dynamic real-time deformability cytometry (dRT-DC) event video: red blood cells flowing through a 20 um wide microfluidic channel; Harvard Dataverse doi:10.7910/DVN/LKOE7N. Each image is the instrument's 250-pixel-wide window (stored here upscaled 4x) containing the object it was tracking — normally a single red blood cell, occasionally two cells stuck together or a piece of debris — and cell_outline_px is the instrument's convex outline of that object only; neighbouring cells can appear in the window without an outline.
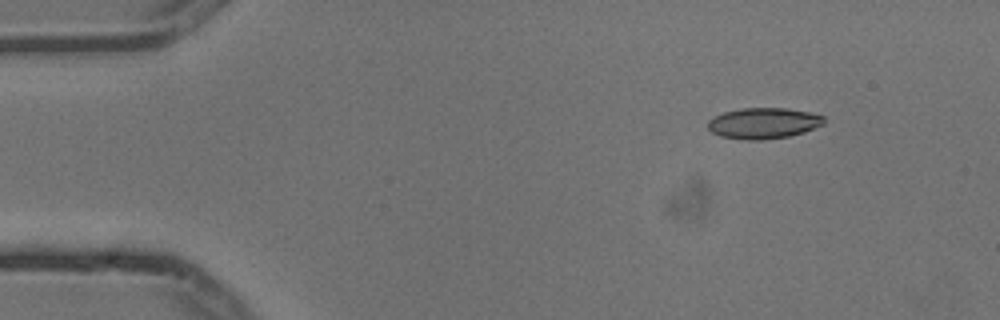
{"species": "common noctule bat (a hibernating species)", "species_latin": "Nyctalus noctula", "temperature_condition": "cold", "stored_images_in_passage": 7, "camera_frame_rate_fps": 3000, "um_per_image_px": 0.085, "animal": {"sex": "male", "body_mass_g": 13.3}, "frame": {"image": 1, "passage_image": 1, "time_ms": 0.0, "image_size_px": [1000, 320], "cell_outline_px": [[824, 124], [804, 132], [788, 136], [764, 140], [748, 140], [720, 136], [712, 132], [708, 128], [708, 120], [712, 116], [724, 112], [744, 108], [784, 108], [808, 112], [824, 116]], "centroid_in_image_um": [64.87, 10.47], "position_along_channel_um": 20.1, "area_um2": 20.87}}
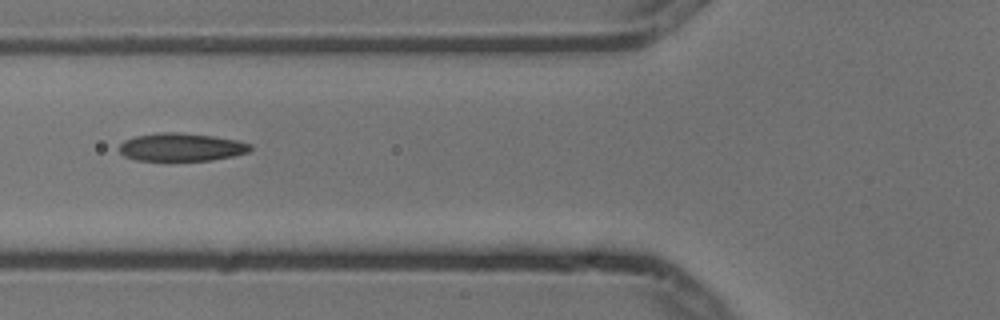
{"frame": {"image": 2, "passage_image": 4, "time_ms": 1.0, "image_size_px": [1000, 320], "cell_outline_px": [[252, 148], [248, 152], [232, 156], [212, 160], [136, 160], [124, 156], [120, 152], [120, 144], [124, 140], [136, 136], [160, 132], [180, 132], [216, 136], [236, 140], [252, 144]], "centroid_in_image_um": [15.42, 12.49], "position_along_channel_um": 110.4, "area_um2": 21.39}}
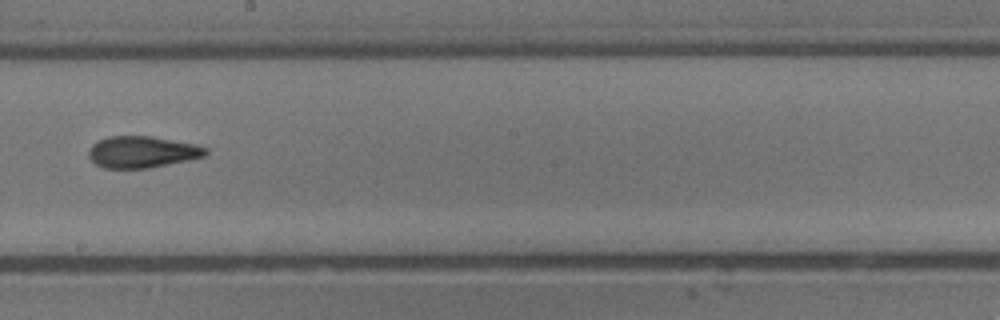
{"frame": {"image": 3, "passage_image": 7, "time_ms": 2.0, "image_size_px": [1000, 320], "cell_outline_px": [[208, 152], [204, 156], [188, 160], [148, 168], [104, 168], [96, 164], [88, 156], [88, 148], [92, 144], [108, 136], [152, 136], [196, 144], [208, 148]], "centroid_in_image_um": [12.08, 12.91], "position_along_channel_um": 236.1, "area_um2": 21.56}}